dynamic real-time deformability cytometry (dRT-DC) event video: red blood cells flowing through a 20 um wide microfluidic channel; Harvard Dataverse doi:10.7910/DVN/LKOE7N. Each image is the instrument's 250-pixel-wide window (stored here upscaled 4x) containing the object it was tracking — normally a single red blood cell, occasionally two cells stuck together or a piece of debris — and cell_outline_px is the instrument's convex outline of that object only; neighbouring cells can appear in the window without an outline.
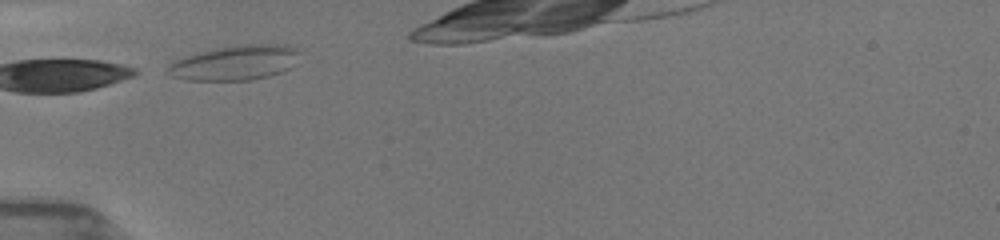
{"species": "common noctule bat (a hibernating species)", "species_latin": "Nyctalus noctula", "temperature_condition": "room temperature", "stored_images_in_passage": 5, "camera_frame_rate_fps": 3000, "um_per_image_px": 0.085, "animal": {"sex": "female", "body_mass_g": 19.5, "forearm_length_mm": 54.1}, "frame": {"image": 1, "passage_image": 3, "time_ms": 1.0, "image_size_px": [1000, 240], "cell_outline_px": [[296, 52], [288, 68], [280, 72], [268, 76], [252, 80], [188, 80], [172, 76], [168, 72], [168, 64], [172, 60], [220, 48], [248, 44], [288, 44]], "centroid_in_image_um": [19.9, 5.35], "position_along_channel_um": 65.1, "area_um2": 25.78}}